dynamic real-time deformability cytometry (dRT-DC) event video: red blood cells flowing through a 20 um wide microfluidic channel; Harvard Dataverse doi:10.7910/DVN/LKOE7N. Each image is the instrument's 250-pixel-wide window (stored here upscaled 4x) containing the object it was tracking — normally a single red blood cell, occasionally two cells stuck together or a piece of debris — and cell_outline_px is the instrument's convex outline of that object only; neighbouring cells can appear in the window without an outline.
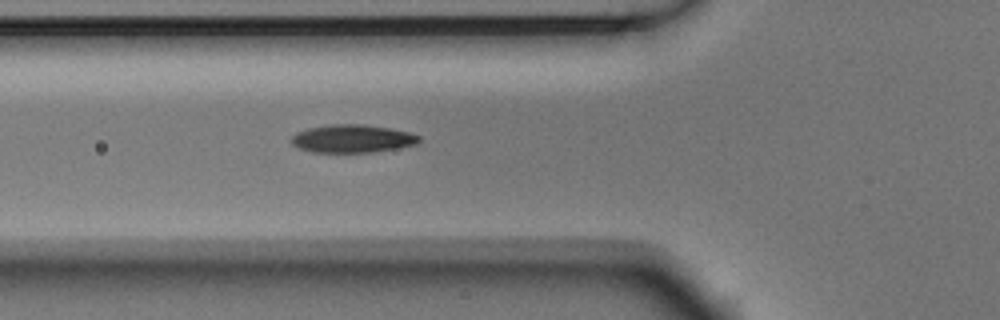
{"species": "Egyptian fruit bat (a non-hibernating species)", "species_latin": "Rousettus aegyptiacus", "temperature_condition": "room temperature", "stored_images_in_passage": 5, "camera_frame_rate_fps": 3000, "um_per_image_px": 0.085, "animal": {"sex": "male"}, "frame": {"image": 1, "passage_image": 5, "time_ms": 1.333, "image_size_px": [1000, 320], "cell_outline_px": [[420, 140], [416, 144], [396, 148], [372, 152], [312, 152], [300, 148], [292, 144], [292, 136], [296, 132], [308, 128], [328, 124], [360, 124], [388, 128], [408, 132], [420, 136]], "centroid_in_image_um": [29.92, 11.78], "position_along_channel_um": 95.9, "area_um2": 20.63}}